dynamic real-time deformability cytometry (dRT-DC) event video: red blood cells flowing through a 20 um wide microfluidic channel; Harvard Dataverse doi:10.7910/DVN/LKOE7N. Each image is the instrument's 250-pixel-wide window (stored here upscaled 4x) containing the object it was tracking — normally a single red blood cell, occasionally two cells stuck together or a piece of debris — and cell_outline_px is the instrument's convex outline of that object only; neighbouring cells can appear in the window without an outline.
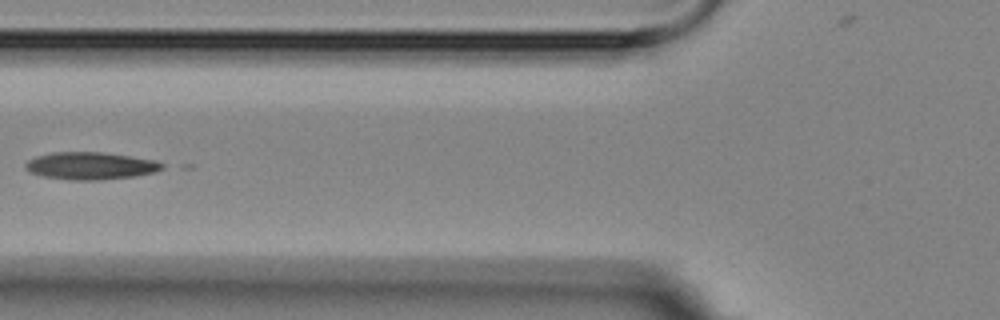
{"species": "Egyptian fruit bat (a non-hibernating species)", "species_latin": "Rousettus aegyptiacus", "temperature_condition": "room temperature", "stored_images_in_passage": 4, "camera_frame_rate_fps": 3000, "um_per_image_px": 0.085, "animal": {"sex": "female"}, "frame": {"image": 1, "passage_image": 4, "time_ms": 5.333, "image_size_px": [1000, 320], "cell_outline_px": [[164, 168], [156, 172], [136, 176], [100, 180], [72, 180], [44, 176], [28, 172], [24, 168], [24, 164], [28, 160], [36, 156], [52, 152], [104, 152], [156, 160], [164, 164]], "centroid_in_image_um": [7.7, 14.09], "position_along_channel_um": 118.1, "area_um2": 22.02}}